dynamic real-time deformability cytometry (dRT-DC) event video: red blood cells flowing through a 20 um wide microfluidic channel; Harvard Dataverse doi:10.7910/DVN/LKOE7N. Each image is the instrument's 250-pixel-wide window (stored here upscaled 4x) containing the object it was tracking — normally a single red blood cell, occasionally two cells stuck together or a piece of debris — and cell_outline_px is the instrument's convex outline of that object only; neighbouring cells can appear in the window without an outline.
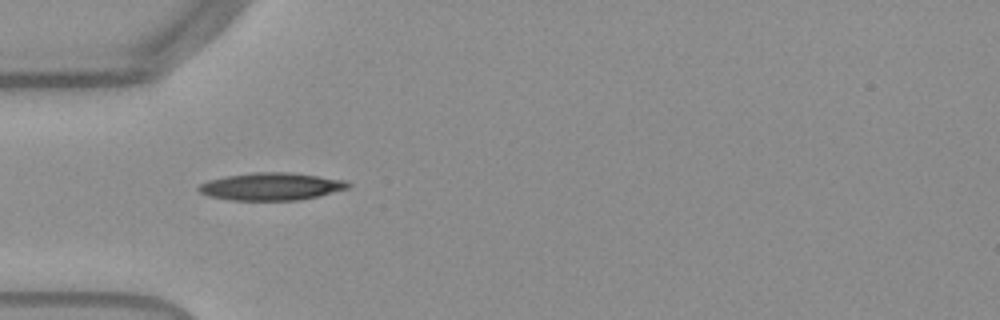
{"species": "Egyptian fruit bat (a non-hibernating species)", "species_latin": "Rousettus aegyptiacus", "temperature_condition": "warm", "stored_images_in_passage": 40, "camera_frame_rate_fps": 3000, "um_per_image_px": 0.085, "frame": {"image": 1, "passage_image": 4, "time_ms": 1.0, "image_size_px": [1000, 320], "cell_outline_px": [[352, 184], [348, 188], [320, 196], [300, 200], [228, 200], [208, 196], [200, 192], [196, 188], [200, 184], [208, 180], [224, 176], [252, 172], [292, 172], [344, 180]], "centroid_in_image_um": [23.03, 15.85], "position_along_channel_um": 62.0, "area_um2": 24.16}}
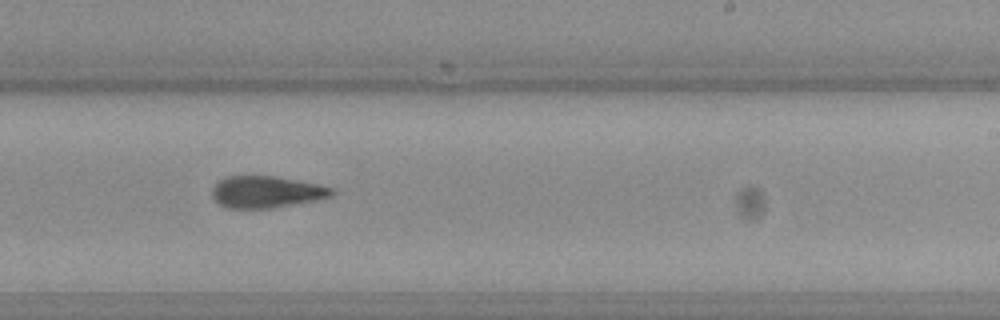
{"frame": {"image": 2, "passage_image": 20, "time_ms": 6.333, "image_size_px": [1000, 320], "cell_outline_px": [[336, 192], [332, 196], [316, 200], [268, 208], [228, 208], [220, 204], [212, 196], [212, 188], [220, 180], [228, 176], [276, 176], [320, 184], [336, 188]], "centroid_in_image_um": [22.69, 16.3], "position_along_channel_um": 266.3, "area_um2": 22.14}}
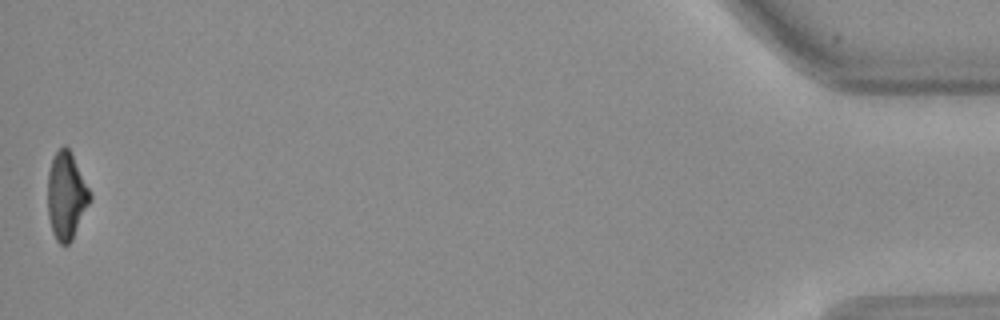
{"frame": {"image": 3, "passage_image": 40, "time_ms": 13.0, "image_size_px": [1000, 320], "cell_outline_px": [[92, 200], [72, 240], [68, 244], [60, 244], [56, 240], [52, 232], [48, 216], [48, 172], [52, 160], [56, 152], [64, 144], [68, 148], [92, 196]], "centroid_in_image_um": [5.63, 16.69], "position_along_channel_um": 429.6, "area_um2": 21.27}, "authors_computed_cell_mechanics": {"area_um2": 22.542, "velocity_mm_per_s": 3.8558, "shape_relaxation_time_tau1_ms": null, "shape_relaxation_time_tau2_ms": 7.4219, "deformation_change_tau1": null, "deformation_change_tau2": 0.1797}}